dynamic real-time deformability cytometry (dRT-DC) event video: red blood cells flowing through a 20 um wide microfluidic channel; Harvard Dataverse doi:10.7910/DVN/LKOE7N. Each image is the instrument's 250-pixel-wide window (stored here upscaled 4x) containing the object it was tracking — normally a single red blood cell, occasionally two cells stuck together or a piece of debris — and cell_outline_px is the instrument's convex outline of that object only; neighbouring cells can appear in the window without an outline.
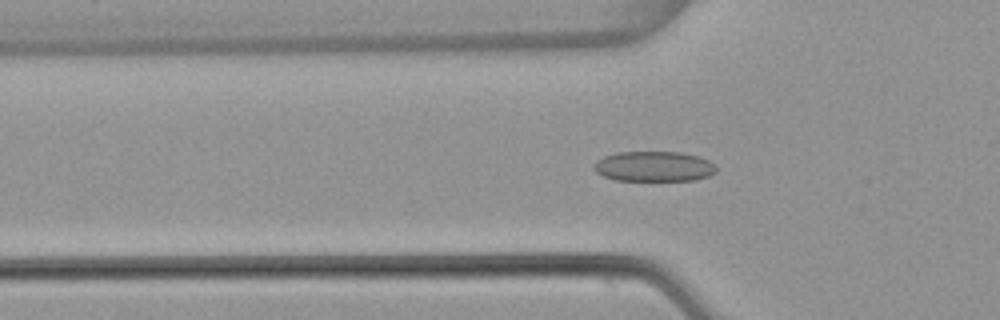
{"species": "common noctule bat (a hibernating species)", "species_latin": "Nyctalus noctula", "temperature_condition": "warm", "stored_images_in_passage": 39, "camera_frame_rate_fps": 3000, "um_per_image_px": 0.085, "animal": {"sex": "female", "body_mass_g": 22.7, "forearm_length_mm": 54.2}, "frame": {"image": 1, "passage_image": 3, "time_ms": 0.667, "image_size_px": [1000, 320], "cell_outline_px": [[716, 172], [708, 176], [692, 180], [616, 180], [604, 176], [596, 172], [592, 168], [592, 164], [596, 160], [604, 156], [616, 152], [680, 152], [700, 156], [716, 164]], "centroid_in_image_um": [55.57, 14.13], "position_along_channel_um": 70.2, "area_um2": 21.68}}
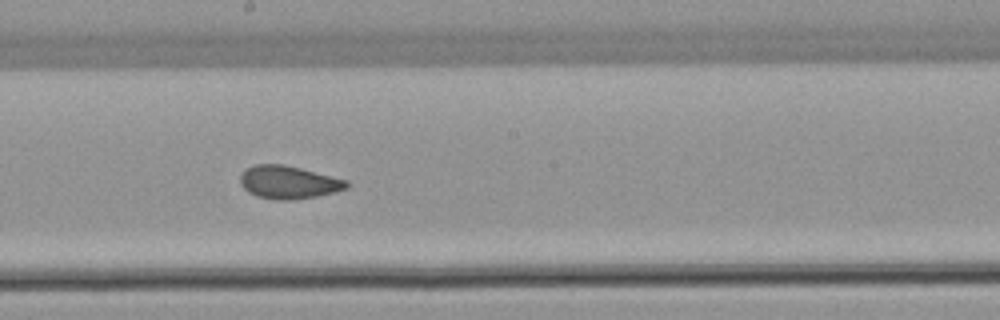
{"frame": {"image": 2, "passage_image": 15, "time_ms": 4.667, "image_size_px": [1000, 320], "cell_outline_px": [[348, 188], [336, 192], [316, 196], [288, 200], [276, 200], [256, 196], [248, 192], [240, 184], [240, 176], [244, 168], [252, 164], [284, 164], [348, 180]], "centroid_in_image_um": [24.49, 15.48], "position_along_channel_um": 223.7, "area_um2": 20.58}}
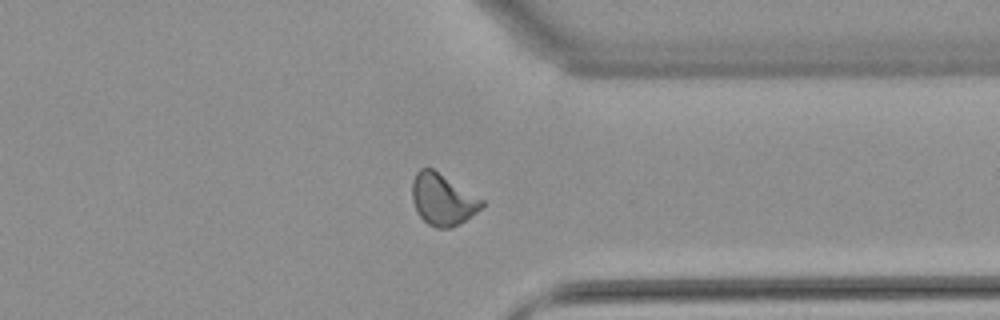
{"frame": {"image": 3, "passage_image": 27, "time_ms": 8.667, "image_size_px": [1000, 320], "cell_outline_px": [[484, 204], [476, 212], [460, 224], [452, 228], [436, 228], [428, 224], [420, 216], [412, 200], [412, 180], [416, 172], [420, 168], [432, 168], [484, 200]], "centroid_in_image_um": [37.61, 16.96], "position_along_channel_um": 373.8, "area_um2": 20.75}, "authors_computed_cell_mechanics": {"area_um2": 20.4034, "velocity_mm_per_s": 3.8194, "shape_relaxation_time_tau1_ms": null, "shape_relaxation_time_tau2_ms": 1.2136, "deformation_change_tau1": null, "deformation_change_tau2": 0.049}}